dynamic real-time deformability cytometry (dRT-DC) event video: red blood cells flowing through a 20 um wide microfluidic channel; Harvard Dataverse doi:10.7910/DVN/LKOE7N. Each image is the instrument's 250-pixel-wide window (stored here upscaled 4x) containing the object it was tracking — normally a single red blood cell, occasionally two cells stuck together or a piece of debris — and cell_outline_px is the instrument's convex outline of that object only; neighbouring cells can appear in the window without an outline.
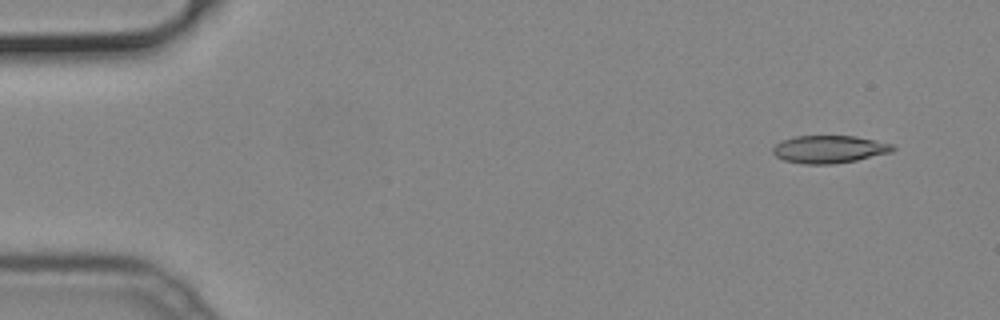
{"species": "common noctule bat (a hibernating species)", "species_latin": "Nyctalus noctula", "temperature_condition": "cold", "stored_images_in_passage": 15, "camera_frame_rate_fps": 3000, "um_per_image_px": 0.085, "animal": {"sex": "male", "body_mass_g": 19.2, "forearm_length_mm": 51.8}, "frame": {"image": 1, "passage_image": 4, "time_ms": 1.0, "image_size_px": [1000, 320], "cell_outline_px": [[896, 148], [892, 152], [856, 160], [832, 164], [804, 164], [784, 160], [776, 156], [772, 152], [772, 148], [780, 140], [796, 136], [852, 136], [892, 144]], "centroid_in_image_um": [70.44, 12.69], "position_along_channel_um": 14.6, "area_um2": 19.19}}